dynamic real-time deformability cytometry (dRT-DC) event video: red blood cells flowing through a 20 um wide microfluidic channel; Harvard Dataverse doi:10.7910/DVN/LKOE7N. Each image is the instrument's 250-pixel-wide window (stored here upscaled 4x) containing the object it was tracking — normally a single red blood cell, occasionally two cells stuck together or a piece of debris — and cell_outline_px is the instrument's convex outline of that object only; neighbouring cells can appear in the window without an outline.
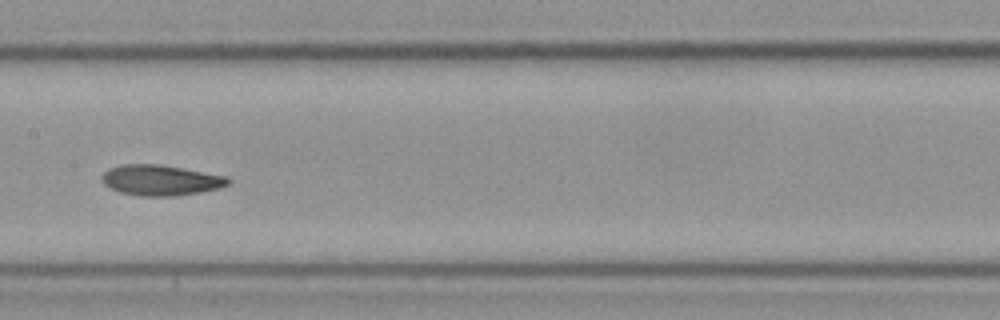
{"species": "Egyptian fruit bat (a non-hibernating species)", "species_latin": "Rousettus aegyptiacus", "temperature_condition": "cold", "stored_images_in_passage": 11, "segment_of_instrument_passage": [1, 2], "camera_frame_rate_fps": 3000, "um_per_image_px": 0.085, "frame": {"image": 1, "passage_image": 10, "time_ms": 3.0, "image_size_px": [1000, 320], "cell_outline_px": [[232, 180], [228, 184], [220, 188], [200, 192], [172, 196], [140, 196], [120, 192], [108, 188], [100, 180], [100, 176], [108, 168], [120, 164], [160, 164], [228, 176]], "centroid_in_image_um": [13.62, 15.31], "position_along_channel_um": 193.8, "area_um2": 22.77}}